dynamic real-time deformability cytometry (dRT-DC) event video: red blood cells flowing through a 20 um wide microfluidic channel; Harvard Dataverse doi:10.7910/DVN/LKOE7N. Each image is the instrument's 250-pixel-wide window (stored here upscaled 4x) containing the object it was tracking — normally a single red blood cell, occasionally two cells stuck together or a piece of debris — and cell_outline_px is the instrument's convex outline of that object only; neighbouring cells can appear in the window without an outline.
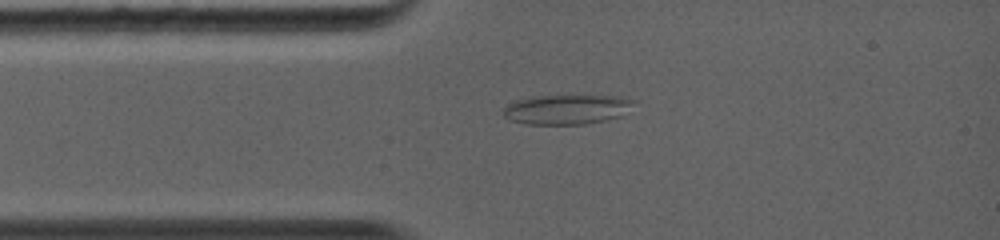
{"species": "common noctule bat (a hibernating species)", "species_latin": "Nyctalus noctula", "temperature_condition": "warm", "stored_images_in_passage": 17, "camera_frame_rate_fps": 5000, "um_per_image_px": 0.085, "animal": {"sex": "female", "body_mass_g": 19.0, "forearm_length_mm": 56.7}, "frame": {"image": 1, "passage_image": 2, "time_ms": 0.4, "image_size_px": [1000, 240], "cell_outline_px": [[636, 100], [624, 116], [584, 124], [524, 124], [508, 120], [504, 116], [504, 108], [508, 104], [516, 100], [532, 96], [620, 96]], "centroid_in_image_um": [48.18, 9.3], "position_along_channel_um": 36.8, "area_um2": 22.66}}
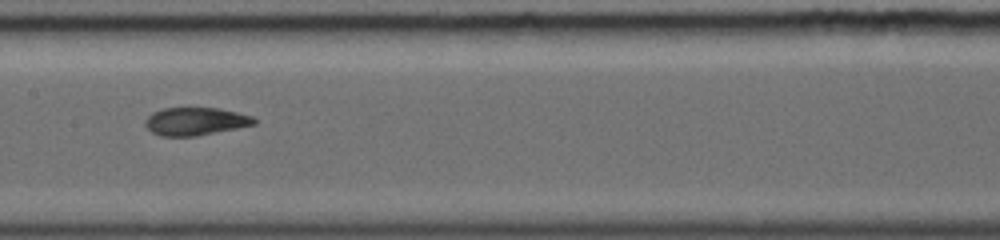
{"frame": {"image": 2, "passage_image": 8, "time_ms": 4.0, "image_size_px": [1000, 240], "cell_outline_px": [[256, 124], [196, 136], [160, 136], [152, 132], [144, 124], [144, 120], [152, 112], [164, 108], [220, 108], [252, 116], [256, 120]], "centroid_in_image_um": [16.59, 10.31], "position_along_channel_um": 190.8, "area_um2": 17.63}}
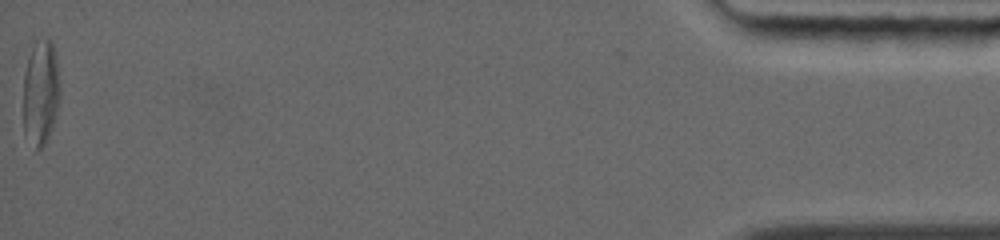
{"frame": {"image": 3, "passage_image": 17, "time_ms": 12.6, "image_size_px": [1000, 240], "cell_outline_px": [[60, 96], [52, 128], [44, 144], [40, 148], [36, 148], [24, 136], [24, 72], [28, 56], [36, 40], [48, 40], [52, 44], [56, 52], [60, 88]], "centroid_in_image_um": [3.46, 7.85], "position_along_channel_um": 431.7, "area_um2": 22.43}, "authors_computed_cell_mechanics": {"area_um2": 19.7676, "velocity_mm_per_s": 4.4454, "shape_relaxation_time_tau1_ms": null, "shape_relaxation_time_tau2_ms": 2.0476, "deformation_change_tau1": null, "deformation_change_tau2": 0.0848}}